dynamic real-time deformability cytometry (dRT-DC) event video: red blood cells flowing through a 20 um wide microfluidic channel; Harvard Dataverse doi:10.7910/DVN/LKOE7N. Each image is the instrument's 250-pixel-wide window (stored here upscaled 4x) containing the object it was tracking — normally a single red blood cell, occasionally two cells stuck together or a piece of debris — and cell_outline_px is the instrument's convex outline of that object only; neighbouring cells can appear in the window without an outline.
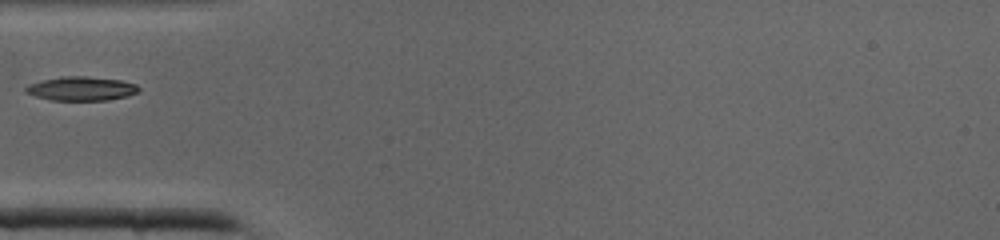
{"species": "common noctule bat (a hibernating species)", "species_latin": "Nyctalus noctula", "temperature_condition": "cold", "stored_images_in_passage": 29, "camera_frame_rate_fps": 3000, "um_per_image_px": 0.085, "animal": {"sex": "male", "body_mass_g": 19.0, "forearm_length_mm": 50.8}, "frame": {"image": 1, "passage_image": 1, "time_ms": 0.0, "image_size_px": [1000, 240], "cell_outline_px": [[140, 92], [128, 96], [108, 100], [52, 100], [36, 96], [24, 92], [24, 88], [28, 84], [40, 80], [64, 76], [84, 76], [120, 80], [136, 84], [140, 88]], "centroid_in_image_um": [6.91, 7.53], "position_along_channel_um": 78.1, "area_um2": 15.9}}
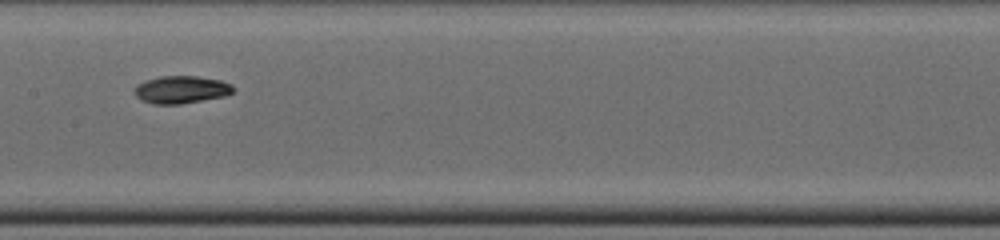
{"frame": {"image": 2, "passage_image": 8, "time_ms": 2.333, "image_size_px": [1000, 240], "cell_outline_px": [[232, 92], [224, 96], [180, 104], [156, 104], [144, 100], [136, 96], [136, 84], [144, 80], [160, 76], [196, 76], [220, 80], [232, 84]], "centroid_in_image_um": [15.4, 7.6], "position_along_channel_um": 192.0, "area_um2": 15.61}}
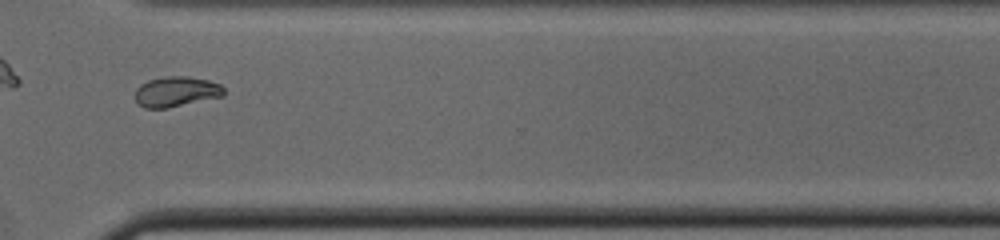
{"frame": {"image": 3, "passage_image": 18, "time_ms": 5.667, "image_size_px": [1000, 240], "cell_outline_px": [[224, 96], [168, 108], [144, 108], [136, 100], [136, 88], [140, 84], [148, 80], [164, 76], [188, 76], [208, 80], [220, 84], [224, 88]], "centroid_in_image_um": [14.99, 7.78], "position_along_channel_um": 355.6, "area_um2": 15.72}}